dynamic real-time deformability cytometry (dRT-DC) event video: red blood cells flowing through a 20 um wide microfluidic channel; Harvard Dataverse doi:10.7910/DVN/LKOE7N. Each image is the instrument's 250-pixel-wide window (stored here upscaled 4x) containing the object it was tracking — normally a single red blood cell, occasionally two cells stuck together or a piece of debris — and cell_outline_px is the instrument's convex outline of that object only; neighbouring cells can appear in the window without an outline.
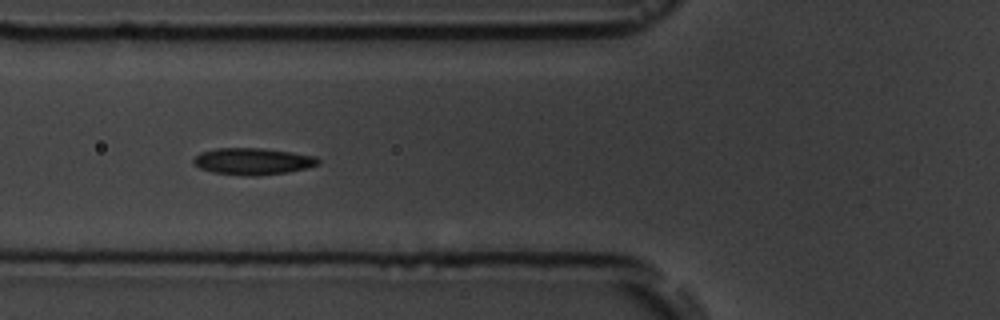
{"species": "common noctule bat (a hibernating species)", "species_latin": "Nyctalus noctula", "temperature_condition": "room temperature", "stored_images_in_passage": 11, "camera_frame_rate_fps": 3000, "um_per_image_px": 0.085, "animal": {"sex": "male", "body_mass_g": 19.5, "forearm_length_mm": 54.6}, "frame": {"image": 1, "passage_image": 7, "time_ms": 7.0, "image_size_px": [1000, 320], "cell_outline_px": [[320, 164], [288, 172], [256, 176], [244, 176], [212, 172], [200, 168], [192, 164], [192, 160], [200, 152], [216, 148], [264, 148], [292, 152], [316, 156], [320, 160]], "centroid_in_image_um": [21.47, 13.71], "position_along_channel_um": 104.3, "area_um2": 19.59}}
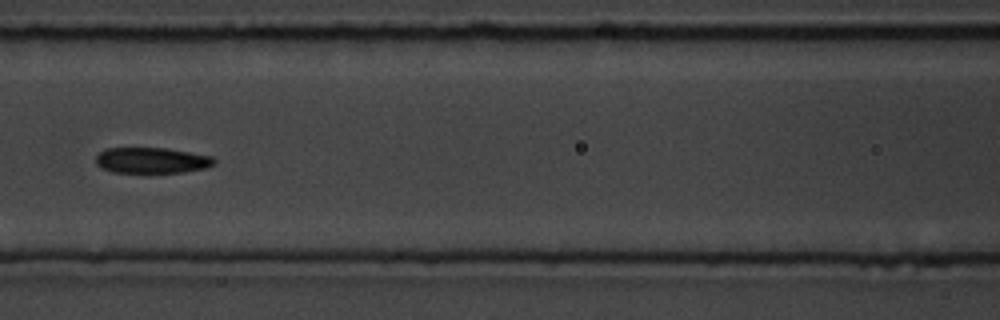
{"frame": {"image": 2, "passage_image": 8, "time_ms": 8.333, "image_size_px": [1000, 320], "cell_outline_px": [[216, 164], [204, 168], [184, 172], [112, 172], [100, 168], [96, 164], [96, 156], [104, 148], [164, 148], [212, 156], [216, 160]], "centroid_in_image_um": [12.88, 13.63], "position_along_channel_um": 153.7, "area_um2": 17.74}}